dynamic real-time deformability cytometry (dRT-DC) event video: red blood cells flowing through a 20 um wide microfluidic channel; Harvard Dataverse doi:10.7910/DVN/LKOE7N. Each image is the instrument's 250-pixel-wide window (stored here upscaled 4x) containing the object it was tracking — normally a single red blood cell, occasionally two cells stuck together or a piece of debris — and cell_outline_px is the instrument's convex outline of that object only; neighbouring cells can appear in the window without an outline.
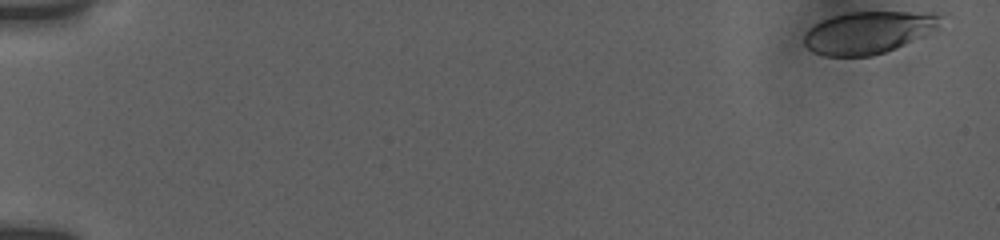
{"species": "human", "species_latin": "Homo sapiens", "temperature_condition": "room temperature", "stored_images_in_passage": 14, "camera_frame_rate_fps": 3000, "um_per_image_px": 0.085, "donor": {"sex": "female"}, "frame": {"image": 1, "passage_image": 1, "time_ms": 0.0, "image_size_px": [1000, 240], "cell_outline_px": [[940, 16], [936, 28], [924, 36], [896, 48], [872, 56], [824, 56], [812, 52], [804, 44], [804, 36], [808, 28], [832, 16], [848, 12], [932, 12]], "centroid_in_image_um": [73.77, 2.76], "position_along_channel_um": 11.2, "area_um2": 33.35}}
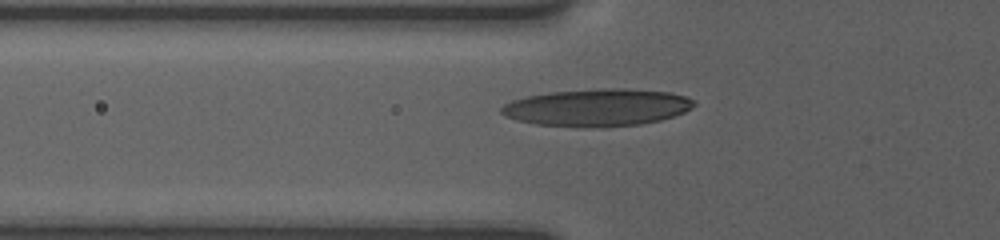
{"frame": {"image": 2, "passage_image": 10, "time_ms": 6.333, "image_size_px": [1000, 240], "cell_outline_px": [[696, 104], [692, 108], [684, 112], [660, 120], [640, 124], [536, 124], [516, 120], [504, 116], [500, 112], [500, 108], [504, 104], [512, 100], [524, 96], [548, 92], [600, 88], [624, 88], [672, 92], [696, 100]], "centroid_in_image_um": [50.77, 9.07], "position_along_channel_um": 75.0, "area_um2": 40.81}}
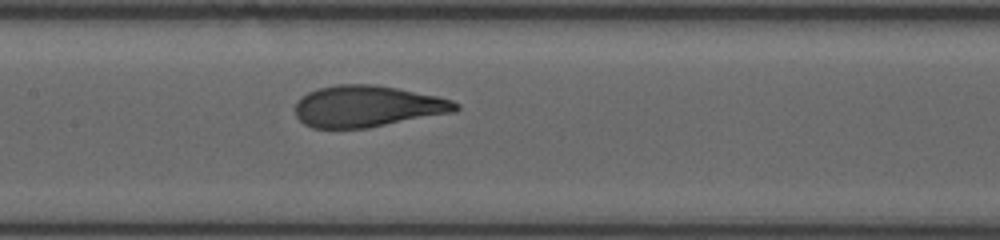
{"frame": {"image": 3, "passage_image": 14, "time_ms": 9.0, "image_size_px": [1000, 240], "cell_outline_px": [[460, 108], [456, 112], [368, 128], [312, 128], [304, 124], [296, 116], [296, 100], [300, 96], [308, 92], [320, 88], [336, 84], [376, 84], [436, 96], [452, 100], [460, 104]], "centroid_in_image_um": [31.23, 9.04], "position_along_channel_um": 176.2, "area_um2": 38.96}}